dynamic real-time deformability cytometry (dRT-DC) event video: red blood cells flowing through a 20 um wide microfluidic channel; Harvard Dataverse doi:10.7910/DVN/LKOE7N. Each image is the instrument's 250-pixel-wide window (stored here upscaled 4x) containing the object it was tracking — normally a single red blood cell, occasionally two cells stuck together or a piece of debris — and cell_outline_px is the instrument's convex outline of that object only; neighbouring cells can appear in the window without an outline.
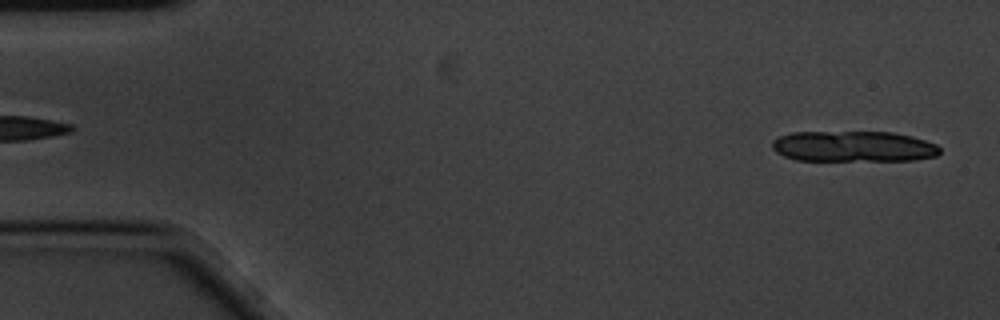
{"species": "common noctule bat (a hibernating species)", "species_latin": "Nyctalus noctula", "temperature_condition": "cold", "stored_images_in_passage": 5, "segment_of_instrument_passage": [2, 2], "camera_frame_rate_fps": 3000, "um_per_image_px": 0.085, "animal": {"sex": "male", "body_mass_g": 20.1, "forearm_length_mm": 53.5}, "frame": {"image": 1, "passage_image": 5, "time_ms": 1.333, "image_size_px": [1000, 320], "cell_outline_px": [[940, 152], [936, 156], [916, 160], [796, 160], [784, 156], [776, 152], [772, 148], [772, 140], [780, 136], [792, 132], [892, 132], [912, 136], [936, 144], [940, 148]], "centroid_in_image_um": [72.54, 12.44], "position_along_channel_um": 12.5, "area_um2": 30.11}}